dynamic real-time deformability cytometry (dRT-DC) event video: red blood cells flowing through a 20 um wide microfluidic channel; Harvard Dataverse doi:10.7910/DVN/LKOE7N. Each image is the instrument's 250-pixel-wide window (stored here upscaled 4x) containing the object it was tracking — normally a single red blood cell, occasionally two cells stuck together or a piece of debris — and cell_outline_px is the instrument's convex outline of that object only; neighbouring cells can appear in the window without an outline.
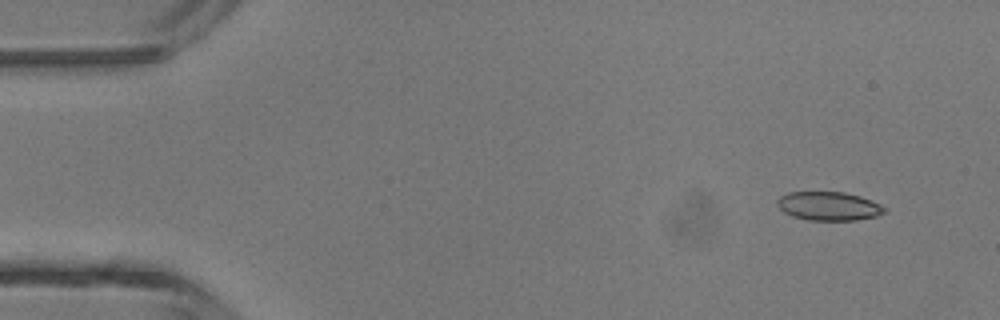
{"species": "common noctule bat (a hibernating species)", "species_latin": "Nyctalus noctula", "temperature_condition": "room temperature", "stored_images_in_passage": 3, "segment_of_instrument_passage": [2, 2], "camera_frame_rate_fps": 3000, "um_per_image_px": 0.085, "animal": {"sex": "male", "body_mass_g": 13.3}, "frame": {"image": 1, "passage_image": 3, "time_ms": 0.667, "image_size_px": [1000, 320], "cell_outline_px": [[888, 212], [876, 216], [856, 220], [808, 220], [792, 216], [784, 212], [776, 204], [776, 200], [780, 196], [788, 192], [844, 192], [860, 196], [872, 200], [888, 208]], "centroid_in_image_um": [70.47, 17.52], "position_along_channel_um": 14.5, "area_um2": 18.15}}